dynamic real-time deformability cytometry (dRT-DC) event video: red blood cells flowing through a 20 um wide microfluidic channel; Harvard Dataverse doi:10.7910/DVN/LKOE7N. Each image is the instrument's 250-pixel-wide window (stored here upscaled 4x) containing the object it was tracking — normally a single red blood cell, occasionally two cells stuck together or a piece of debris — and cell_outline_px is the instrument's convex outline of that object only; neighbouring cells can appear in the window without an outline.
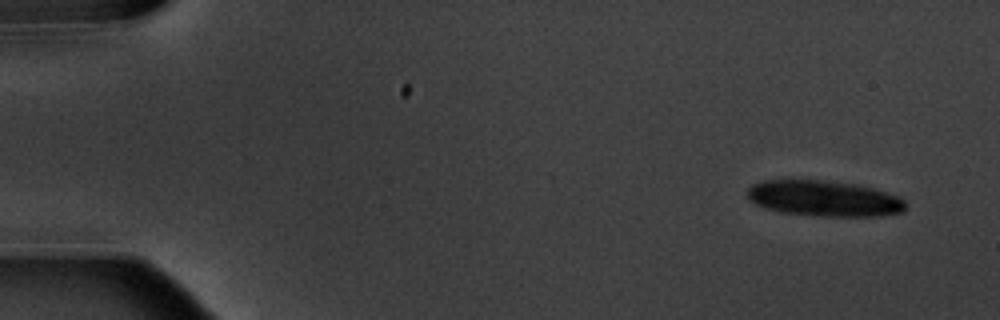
{"species": "common noctule bat (a hibernating species)", "species_latin": "Nyctalus noctula", "temperature_condition": "warm", "stored_images_in_passage": 5, "camera_frame_rate_fps": 3000, "um_per_image_px": 0.085, "animal": {"sex": "male", "body_mass_g": 20.1, "forearm_length_mm": 53.5}, "frame": {"image": 1, "passage_image": 1, "time_ms": 0.0, "image_size_px": [1000, 320], "cell_outline_px": [[904, 212], [884, 216], [820, 216], [780, 212], [764, 208], [756, 204], [748, 196], [748, 188], [752, 184], [764, 180], [788, 176], [856, 184], [872, 188], [896, 196], [904, 200]], "centroid_in_image_um": [69.97, 16.83], "position_along_channel_um": 15.0, "area_um2": 33.7}}
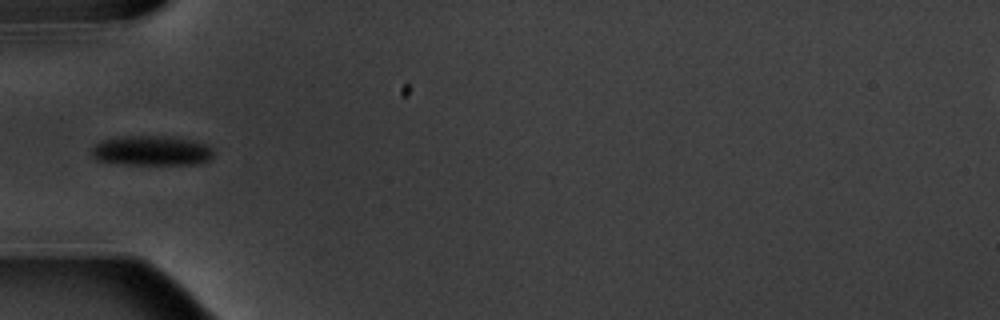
{"frame": {"image": 2, "passage_image": 5, "time_ms": 5.333, "image_size_px": [1000, 320], "cell_outline_px": [[212, 156], [208, 160], [196, 164], [124, 164], [96, 160], [92, 156], [92, 148], [100, 140], [120, 136], [172, 136], [192, 140], [204, 144], [212, 148]], "centroid_in_image_um": [12.85, 12.8], "position_along_channel_um": 72.1, "area_um2": 21.21}}